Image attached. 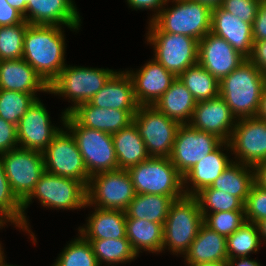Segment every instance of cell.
<instances>
[{"instance_id":"1","label":"cell","mask_w":266,"mask_h":266,"mask_svg":"<svg viewBox=\"0 0 266 266\" xmlns=\"http://www.w3.org/2000/svg\"><path fill=\"white\" fill-rule=\"evenodd\" d=\"M62 27L29 24L25 32L22 58L47 85L67 65L65 64L66 37Z\"/></svg>"},{"instance_id":"2","label":"cell","mask_w":266,"mask_h":266,"mask_svg":"<svg viewBox=\"0 0 266 266\" xmlns=\"http://www.w3.org/2000/svg\"><path fill=\"white\" fill-rule=\"evenodd\" d=\"M219 95L237 118L256 117L266 76L248 59L220 82Z\"/></svg>"},{"instance_id":"3","label":"cell","mask_w":266,"mask_h":266,"mask_svg":"<svg viewBox=\"0 0 266 266\" xmlns=\"http://www.w3.org/2000/svg\"><path fill=\"white\" fill-rule=\"evenodd\" d=\"M33 198H38V201L43 207L53 208L56 210H77L86 208L87 203V190L86 186L78 180L65 178L58 175H53L44 172L34 190L29 197L23 202L24 213V231L29 234L36 243V237L29 228L28 218L26 217L25 210L32 203Z\"/></svg>"},{"instance_id":"4","label":"cell","mask_w":266,"mask_h":266,"mask_svg":"<svg viewBox=\"0 0 266 266\" xmlns=\"http://www.w3.org/2000/svg\"><path fill=\"white\" fill-rule=\"evenodd\" d=\"M203 225V215L198 199L184 195L174 200L163 224V248L173 255H183L198 235Z\"/></svg>"},{"instance_id":"5","label":"cell","mask_w":266,"mask_h":266,"mask_svg":"<svg viewBox=\"0 0 266 266\" xmlns=\"http://www.w3.org/2000/svg\"><path fill=\"white\" fill-rule=\"evenodd\" d=\"M117 72L109 68L66 65L48 85V93L65 97L73 106L63 112L69 114L78 105L87 103ZM71 100V101H70Z\"/></svg>"},{"instance_id":"6","label":"cell","mask_w":266,"mask_h":266,"mask_svg":"<svg viewBox=\"0 0 266 266\" xmlns=\"http://www.w3.org/2000/svg\"><path fill=\"white\" fill-rule=\"evenodd\" d=\"M61 123L72 134L90 176L118 169L112 134L81 126L70 114L62 112Z\"/></svg>"},{"instance_id":"7","label":"cell","mask_w":266,"mask_h":266,"mask_svg":"<svg viewBox=\"0 0 266 266\" xmlns=\"http://www.w3.org/2000/svg\"><path fill=\"white\" fill-rule=\"evenodd\" d=\"M169 2L174 6L168 8ZM166 5L152 21L161 32L186 35L198 41L210 32V6L193 0H168Z\"/></svg>"},{"instance_id":"8","label":"cell","mask_w":266,"mask_h":266,"mask_svg":"<svg viewBox=\"0 0 266 266\" xmlns=\"http://www.w3.org/2000/svg\"><path fill=\"white\" fill-rule=\"evenodd\" d=\"M136 194H153L183 197V176L177 171L170 158L150 157L127 170Z\"/></svg>"},{"instance_id":"9","label":"cell","mask_w":266,"mask_h":266,"mask_svg":"<svg viewBox=\"0 0 266 266\" xmlns=\"http://www.w3.org/2000/svg\"><path fill=\"white\" fill-rule=\"evenodd\" d=\"M147 42L153 46L154 59L176 77L198 63V40L186 35L161 32L148 22Z\"/></svg>"},{"instance_id":"10","label":"cell","mask_w":266,"mask_h":266,"mask_svg":"<svg viewBox=\"0 0 266 266\" xmlns=\"http://www.w3.org/2000/svg\"><path fill=\"white\" fill-rule=\"evenodd\" d=\"M86 207L126 211L136 195L127 170L104 171L90 176Z\"/></svg>"},{"instance_id":"11","label":"cell","mask_w":266,"mask_h":266,"mask_svg":"<svg viewBox=\"0 0 266 266\" xmlns=\"http://www.w3.org/2000/svg\"><path fill=\"white\" fill-rule=\"evenodd\" d=\"M150 157L169 158L180 123L157 110L153 105H139L133 116Z\"/></svg>"},{"instance_id":"12","label":"cell","mask_w":266,"mask_h":266,"mask_svg":"<svg viewBox=\"0 0 266 266\" xmlns=\"http://www.w3.org/2000/svg\"><path fill=\"white\" fill-rule=\"evenodd\" d=\"M0 156L9 184L23 203L45 172L43 154L41 151L17 147Z\"/></svg>"},{"instance_id":"13","label":"cell","mask_w":266,"mask_h":266,"mask_svg":"<svg viewBox=\"0 0 266 266\" xmlns=\"http://www.w3.org/2000/svg\"><path fill=\"white\" fill-rule=\"evenodd\" d=\"M42 152L45 172L81 181L86 187L90 175L71 132L65 127Z\"/></svg>"},{"instance_id":"14","label":"cell","mask_w":266,"mask_h":266,"mask_svg":"<svg viewBox=\"0 0 266 266\" xmlns=\"http://www.w3.org/2000/svg\"><path fill=\"white\" fill-rule=\"evenodd\" d=\"M222 142V139L212 133L199 131L190 124H181L169 158L177 171L184 176Z\"/></svg>"},{"instance_id":"15","label":"cell","mask_w":266,"mask_h":266,"mask_svg":"<svg viewBox=\"0 0 266 266\" xmlns=\"http://www.w3.org/2000/svg\"><path fill=\"white\" fill-rule=\"evenodd\" d=\"M228 142L235 162L254 167L266 161V120L257 117L237 119Z\"/></svg>"},{"instance_id":"16","label":"cell","mask_w":266,"mask_h":266,"mask_svg":"<svg viewBox=\"0 0 266 266\" xmlns=\"http://www.w3.org/2000/svg\"><path fill=\"white\" fill-rule=\"evenodd\" d=\"M52 125L46 107L36 99L18 122L19 147L43 152L62 128Z\"/></svg>"},{"instance_id":"17","label":"cell","mask_w":266,"mask_h":266,"mask_svg":"<svg viewBox=\"0 0 266 266\" xmlns=\"http://www.w3.org/2000/svg\"><path fill=\"white\" fill-rule=\"evenodd\" d=\"M246 60L225 39L211 32L198 41V63L219 82Z\"/></svg>"},{"instance_id":"18","label":"cell","mask_w":266,"mask_h":266,"mask_svg":"<svg viewBox=\"0 0 266 266\" xmlns=\"http://www.w3.org/2000/svg\"><path fill=\"white\" fill-rule=\"evenodd\" d=\"M236 122L237 118L219 95L197 102L189 124L199 131L212 133L228 142Z\"/></svg>"},{"instance_id":"19","label":"cell","mask_w":266,"mask_h":266,"mask_svg":"<svg viewBox=\"0 0 266 266\" xmlns=\"http://www.w3.org/2000/svg\"><path fill=\"white\" fill-rule=\"evenodd\" d=\"M74 3L73 0H30L24 20L28 24L59 25L78 31L82 22Z\"/></svg>"},{"instance_id":"20","label":"cell","mask_w":266,"mask_h":266,"mask_svg":"<svg viewBox=\"0 0 266 266\" xmlns=\"http://www.w3.org/2000/svg\"><path fill=\"white\" fill-rule=\"evenodd\" d=\"M134 85V95L139 105H153L171 86L176 76L167 71L154 58L140 69L127 70Z\"/></svg>"},{"instance_id":"21","label":"cell","mask_w":266,"mask_h":266,"mask_svg":"<svg viewBox=\"0 0 266 266\" xmlns=\"http://www.w3.org/2000/svg\"><path fill=\"white\" fill-rule=\"evenodd\" d=\"M224 147V148H223ZM227 149L231 152L229 142L223 141L214 151L210 152L200 162L183 176V190L185 195L195 196L199 191L211 184L233 162L229 155L222 152ZM192 185V186H190ZM191 187V188H190Z\"/></svg>"},{"instance_id":"22","label":"cell","mask_w":266,"mask_h":266,"mask_svg":"<svg viewBox=\"0 0 266 266\" xmlns=\"http://www.w3.org/2000/svg\"><path fill=\"white\" fill-rule=\"evenodd\" d=\"M211 33L225 39L238 53L248 59L252 52V24L246 23L221 6L212 8Z\"/></svg>"},{"instance_id":"23","label":"cell","mask_w":266,"mask_h":266,"mask_svg":"<svg viewBox=\"0 0 266 266\" xmlns=\"http://www.w3.org/2000/svg\"><path fill=\"white\" fill-rule=\"evenodd\" d=\"M137 111L100 108L87 102L78 105L69 114L81 126L113 134L132 123Z\"/></svg>"},{"instance_id":"24","label":"cell","mask_w":266,"mask_h":266,"mask_svg":"<svg viewBox=\"0 0 266 266\" xmlns=\"http://www.w3.org/2000/svg\"><path fill=\"white\" fill-rule=\"evenodd\" d=\"M0 89L32 94L47 92L48 85L22 58L0 61Z\"/></svg>"},{"instance_id":"25","label":"cell","mask_w":266,"mask_h":266,"mask_svg":"<svg viewBox=\"0 0 266 266\" xmlns=\"http://www.w3.org/2000/svg\"><path fill=\"white\" fill-rule=\"evenodd\" d=\"M93 106L119 110H138L132 78L127 71H117L89 101Z\"/></svg>"},{"instance_id":"26","label":"cell","mask_w":266,"mask_h":266,"mask_svg":"<svg viewBox=\"0 0 266 266\" xmlns=\"http://www.w3.org/2000/svg\"><path fill=\"white\" fill-rule=\"evenodd\" d=\"M87 224L78 228V234L85 239L126 238V213L121 210H109L93 207Z\"/></svg>"},{"instance_id":"27","label":"cell","mask_w":266,"mask_h":266,"mask_svg":"<svg viewBox=\"0 0 266 266\" xmlns=\"http://www.w3.org/2000/svg\"><path fill=\"white\" fill-rule=\"evenodd\" d=\"M197 101L178 77L171 83L170 88L153 104L169 118L180 124H189Z\"/></svg>"},{"instance_id":"28","label":"cell","mask_w":266,"mask_h":266,"mask_svg":"<svg viewBox=\"0 0 266 266\" xmlns=\"http://www.w3.org/2000/svg\"><path fill=\"white\" fill-rule=\"evenodd\" d=\"M226 244L227 237L210 230L203 224L195 240L182 257L184 258L185 264L207 261H227Z\"/></svg>"},{"instance_id":"29","label":"cell","mask_w":266,"mask_h":266,"mask_svg":"<svg viewBox=\"0 0 266 266\" xmlns=\"http://www.w3.org/2000/svg\"><path fill=\"white\" fill-rule=\"evenodd\" d=\"M118 169L128 170L150 158L134 122L112 134Z\"/></svg>"},{"instance_id":"30","label":"cell","mask_w":266,"mask_h":266,"mask_svg":"<svg viewBox=\"0 0 266 266\" xmlns=\"http://www.w3.org/2000/svg\"><path fill=\"white\" fill-rule=\"evenodd\" d=\"M126 238L138 256L141 250L160 253L163 248V224L146 219L126 218Z\"/></svg>"},{"instance_id":"31","label":"cell","mask_w":266,"mask_h":266,"mask_svg":"<svg viewBox=\"0 0 266 266\" xmlns=\"http://www.w3.org/2000/svg\"><path fill=\"white\" fill-rule=\"evenodd\" d=\"M254 183V167L233 161L210 188L238 197L244 204Z\"/></svg>"},{"instance_id":"32","label":"cell","mask_w":266,"mask_h":266,"mask_svg":"<svg viewBox=\"0 0 266 266\" xmlns=\"http://www.w3.org/2000/svg\"><path fill=\"white\" fill-rule=\"evenodd\" d=\"M173 201L172 197L164 195L136 194L125 211L126 218L164 224Z\"/></svg>"},{"instance_id":"33","label":"cell","mask_w":266,"mask_h":266,"mask_svg":"<svg viewBox=\"0 0 266 266\" xmlns=\"http://www.w3.org/2000/svg\"><path fill=\"white\" fill-rule=\"evenodd\" d=\"M86 240L90 242L99 266L102 263L107 266H116L120 263L134 261L138 257L127 238Z\"/></svg>"},{"instance_id":"34","label":"cell","mask_w":266,"mask_h":266,"mask_svg":"<svg viewBox=\"0 0 266 266\" xmlns=\"http://www.w3.org/2000/svg\"><path fill=\"white\" fill-rule=\"evenodd\" d=\"M178 78L197 102L219 96V81L199 63L190 66Z\"/></svg>"},{"instance_id":"35","label":"cell","mask_w":266,"mask_h":266,"mask_svg":"<svg viewBox=\"0 0 266 266\" xmlns=\"http://www.w3.org/2000/svg\"><path fill=\"white\" fill-rule=\"evenodd\" d=\"M261 242L258 226L245 222L233 234L227 237L228 259L249 258L251 253H257Z\"/></svg>"},{"instance_id":"36","label":"cell","mask_w":266,"mask_h":266,"mask_svg":"<svg viewBox=\"0 0 266 266\" xmlns=\"http://www.w3.org/2000/svg\"><path fill=\"white\" fill-rule=\"evenodd\" d=\"M52 266H99L93 248L81 234L70 241Z\"/></svg>"},{"instance_id":"37","label":"cell","mask_w":266,"mask_h":266,"mask_svg":"<svg viewBox=\"0 0 266 266\" xmlns=\"http://www.w3.org/2000/svg\"><path fill=\"white\" fill-rule=\"evenodd\" d=\"M0 213L11 224L24 230L23 203L14 194L11 185L5 175V170L0 156Z\"/></svg>"},{"instance_id":"38","label":"cell","mask_w":266,"mask_h":266,"mask_svg":"<svg viewBox=\"0 0 266 266\" xmlns=\"http://www.w3.org/2000/svg\"><path fill=\"white\" fill-rule=\"evenodd\" d=\"M35 100L32 94L0 89V117L17 126Z\"/></svg>"},{"instance_id":"39","label":"cell","mask_w":266,"mask_h":266,"mask_svg":"<svg viewBox=\"0 0 266 266\" xmlns=\"http://www.w3.org/2000/svg\"><path fill=\"white\" fill-rule=\"evenodd\" d=\"M195 197L202 213L245 210L244 203L238 197L210 187L202 189Z\"/></svg>"},{"instance_id":"40","label":"cell","mask_w":266,"mask_h":266,"mask_svg":"<svg viewBox=\"0 0 266 266\" xmlns=\"http://www.w3.org/2000/svg\"><path fill=\"white\" fill-rule=\"evenodd\" d=\"M28 25L24 21L17 25L0 27V61L22 59L24 37Z\"/></svg>"},{"instance_id":"41","label":"cell","mask_w":266,"mask_h":266,"mask_svg":"<svg viewBox=\"0 0 266 266\" xmlns=\"http://www.w3.org/2000/svg\"><path fill=\"white\" fill-rule=\"evenodd\" d=\"M203 224L225 237L233 234L245 222V210L202 213Z\"/></svg>"},{"instance_id":"42","label":"cell","mask_w":266,"mask_h":266,"mask_svg":"<svg viewBox=\"0 0 266 266\" xmlns=\"http://www.w3.org/2000/svg\"><path fill=\"white\" fill-rule=\"evenodd\" d=\"M246 222L257 224L266 219V189L252 184L244 204Z\"/></svg>"},{"instance_id":"43","label":"cell","mask_w":266,"mask_h":266,"mask_svg":"<svg viewBox=\"0 0 266 266\" xmlns=\"http://www.w3.org/2000/svg\"><path fill=\"white\" fill-rule=\"evenodd\" d=\"M262 0H222L221 7L246 23H254Z\"/></svg>"},{"instance_id":"44","label":"cell","mask_w":266,"mask_h":266,"mask_svg":"<svg viewBox=\"0 0 266 266\" xmlns=\"http://www.w3.org/2000/svg\"><path fill=\"white\" fill-rule=\"evenodd\" d=\"M18 146L17 126L0 117V154Z\"/></svg>"},{"instance_id":"45","label":"cell","mask_w":266,"mask_h":266,"mask_svg":"<svg viewBox=\"0 0 266 266\" xmlns=\"http://www.w3.org/2000/svg\"><path fill=\"white\" fill-rule=\"evenodd\" d=\"M253 42L266 40V1L262 0L252 24Z\"/></svg>"},{"instance_id":"46","label":"cell","mask_w":266,"mask_h":266,"mask_svg":"<svg viewBox=\"0 0 266 266\" xmlns=\"http://www.w3.org/2000/svg\"><path fill=\"white\" fill-rule=\"evenodd\" d=\"M24 16L10 6L6 0H0V27L23 23Z\"/></svg>"},{"instance_id":"47","label":"cell","mask_w":266,"mask_h":266,"mask_svg":"<svg viewBox=\"0 0 266 266\" xmlns=\"http://www.w3.org/2000/svg\"><path fill=\"white\" fill-rule=\"evenodd\" d=\"M167 1L168 0H126L129 7L136 11L142 9H152V11H154V15H152L149 22H152L157 17L160 10L166 6Z\"/></svg>"},{"instance_id":"48","label":"cell","mask_w":266,"mask_h":266,"mask_svg":"<svg viewBox=\"0 0 266 266\" xmlns=\"http://www.w3.org/2000/svg\"><path fill=\"white\" fill-rule=\"evenodd\" d=\"M248 60L266 76V40L253 43Z\"/></svg>"},{"instance_id":"49","label":"cell","mask_w":266,"mask_h":266,"mask_svg":"<svg viewBox=\"0 0 266 266\" xmlns=\"http://www.w3.org/2000/svg\"><path fill=\"white\" fill-rule=\"evenodd\" d=\"M254 182L261 188L266 189V161L254 166Z\"/></svg>"},{"instance_id":"50","label":"cell","mask_w":266,"mask_h":266,"mask_svg":"<svg viewBox=\"0 0 266 266\" xmlns=\"http://www.w3.org/2000/svg\"><path fill=\"white\" fill-rule=\"evenodd\" d=\"M228 266H261L255 259L250 258H235L227 260Z\"/></svg>"},{"instance_id":"51","label":"cell","mask_w":266,"mask_h":266,"mask_svg":"<svg viewBox=\"0 0 266 266\" xmlns=\"http://www.w3.org/2000/svg\"><path fill=\"white\" fill-rule=\"evenodd\" d=\"M7 3L19 11L23 16L26 14V6L30 0H6Z\"/></svg>"},{"instance_id":"52","label":"cell","mask_w":266,"mask_h":266,"mask_svg":"<svg viewBox=\"0 0 266 266\" xmlns=\"http://www.w3.org/2000/svg\"><path fill=\"white\" fill-rule=\"evenodd\" d=\"M256 117L262 120H266V84L261 96L260 107Z\"/></svg>"},{"instance_id":"53","label":"cell","mask_w":266,"mask_h":266,"mask_svg":"<svg viewBox=\"0 0 266 266\" xmlns=\"http://www.w3.org/2000/svg\"><path fill=\"white\" fill-rule=\"evenodd\" d=\"M187 266H228L227 261H207V262H199L186 264Z\"/></svg>"},{"instance_id":"54","label":"cell","mask_w":266,"mask_h":266,"mask_svg":"<svg viewBox=\"0 0 266 266\" xmlns=\"http://www.w3.org/2000/svg\"><path fill=\"white\" fill-rule=\"evenodd\" d=\"M261 242L266 243V219H263L257 223Z\"/></svg>"},{"instance_id":"55","label":"cell","mask_w":266,"mask_h":266,"mask_svg":"<svg viewBox=\"0 0 266 266\" xmlns=\"http://www.w3.org/2000/svg\"><path fill=\"white\" fill-rule=\"evenodd\" d=\"M193 1L206 4V5L210 6L211 8L218 7L222 3V0H193Z\"/></svg>"},{"instance_id":"56","label":"cell","mask_w":266,"mask_h":266,"mask_svg":"<svg viewBox=\"0 0 266 266\" xmlns=\"http://www.w3.org/2000/svg\"><path fill=\"white\" fill-rule=\"evenodd\" d=\"M7 222L9 223L10 221L3 214L0 213V229L3 228L5 224L7 226Z\"/></svg>"},{"instance_id":"57","label":"cell","mask_w":266,"mask_h":266,"mask_svg":"<svg viewBox=\"0 0 266 266\" xmlns=\"http://www.w3.org/2000/svg\"><path fill=\"white\" fill-rule=\"evenodd\" d=\"M0 266H17V265H13V264H7L6 261H5V257H3L1 260H0Z\"/></svg>"},{"instance_id":"58","label":"cell","mask_w":266,"mask_h":266,"mask_svg":"<svg viewBox=\"0 0 266 266\" xmlns=\"http://www.w3.org/2000/svg\"><path fill=\"white\" fill-rule=\"evenodd\" d=\"M2 243L0 242V260L4 257V249L2 248L3 246L1 245Z\"/></svg>"}]
</instances>
